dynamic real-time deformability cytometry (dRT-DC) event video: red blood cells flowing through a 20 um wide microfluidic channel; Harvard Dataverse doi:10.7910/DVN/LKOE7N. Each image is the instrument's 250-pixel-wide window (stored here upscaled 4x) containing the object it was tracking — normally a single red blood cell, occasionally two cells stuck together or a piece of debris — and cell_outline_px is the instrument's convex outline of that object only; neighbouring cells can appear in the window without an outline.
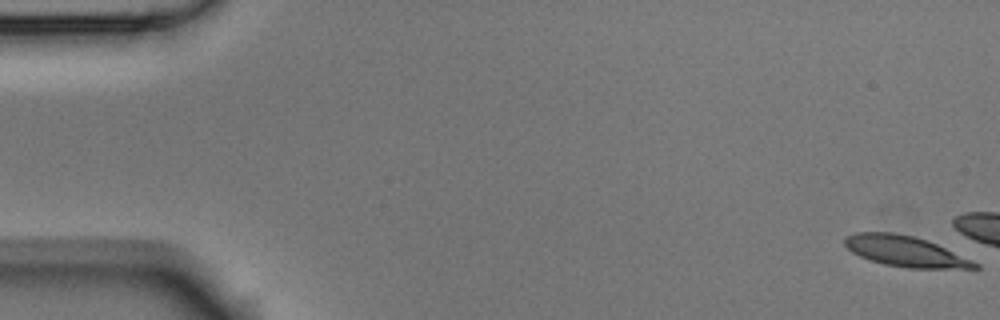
{"species": "Egyptian fruit bat (a non-hibernating species)", "species_latin": "Rousettus aegyptiacus", "temperature_condition": "room temperature", "stored_images_in_passage": 2, "camera_frame_rate_fps": 3000, "um_per_image_px": 0.085, "animal": {"sex": "male"}, "frame": {"image": 1, "passage_image": 1, "time_ms": 0.0, "image_size_px": [1000, 320], "cell_outline_px": [[980, 268], [908, 268], [884, 264], [860, 256], [852, 252], [844, 244], [844, 236], [856, 232], [892, 232], [912, 236], [928, 240], [972, 260], [980, 264]], "centroid_in_image_um": [76.93, 21.35], "position_along_channel_um": 8.1, "area_um2": 23.06}}